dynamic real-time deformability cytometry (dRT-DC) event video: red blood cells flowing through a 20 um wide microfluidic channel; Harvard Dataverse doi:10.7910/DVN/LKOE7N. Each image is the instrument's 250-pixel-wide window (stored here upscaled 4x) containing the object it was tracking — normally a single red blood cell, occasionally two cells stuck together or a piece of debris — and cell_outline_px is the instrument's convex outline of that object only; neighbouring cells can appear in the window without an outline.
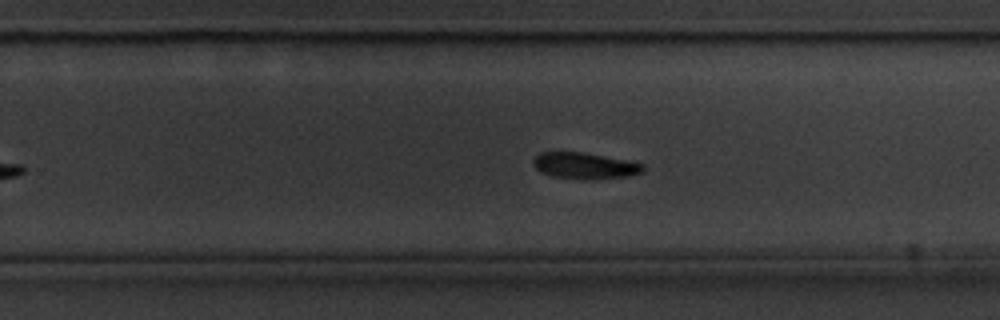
{"species": "common noctule bat (a hibernating species)", "species_latin": "Nyctalus noctula", "temperature_condition": "cold", "stored_images_in_passage": 50, "camera_frame_rate_fps": 3000, "um_per_image_px": 0.085, "animal": {"sex": "male", "body_mass_g": 20.1, "forearm_length_mm": 53.5}, "frame": {"image": 1, "passage_image": 29, "time_ms": 9.333, "image_size_px": [1000, 320], "cell_outline_px": [[644, 172], [624, 176], [588, 180], [552, 176], [540, 172], [532, 164], [532, 160], [540, 152], [584, 152], [644, 164]], "centroid_in_image_um": [49.66, 14.08], "position_along_channel_um": 280.1, "area_um2": 16.7}}
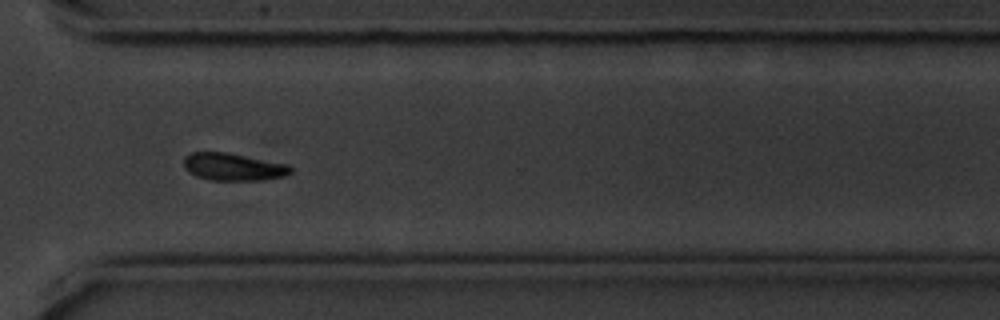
{"frame": {"image": 2, "passage_image": 35, "time_ms": 11.333, "image_size_px": [1000, 320], "cell_outline_px": [[292, 172], [284, 176], [260, 180], [208, 180], [196, 176], [188, 172], [184, 168], [184, 156], [192, 152], [224, 152], [288, 164], [292, 168]], "centroid_in_image_um": [19.79, 14.19], "position_along_channel_um": 350.8, "area_um2": 17.05}}
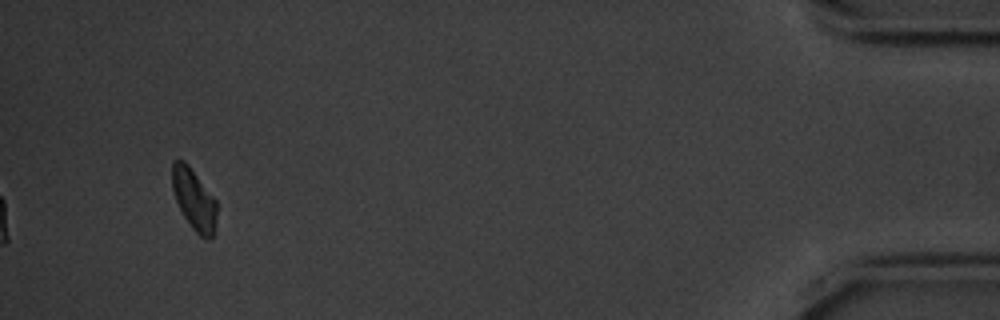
{"frame": {"image": 3, "passage_image": 47, "time_ms": 15.333, "image_size_px": [1000, 320], "cell_outline_px": [[216, 216], [212, 236], [208, 240], [200, 236], [192, 228], [184, 216], [176, 200], [172, 188], [172, 160], [184, 160], [188, 164], [216, 200]], "centroid_in_image_um": [16.47, 16.93], "position_along_channel_um": 418.7, "area_um2": 15.66}, "authors_computed_cell_mechanics": {"area_um2": 17.4845, "velocity_mm_per_s": 3.5243, "shape_relaxation_time_tau1_ms": 2.1346, "shape_relaxation_time_tau2_ms": null, "deformation_change_tau1": 0.1549, "deformation_change_tau2": null}}